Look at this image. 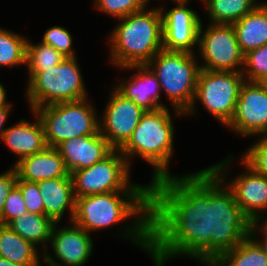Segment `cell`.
Masks as SVG:
<instances>
[{
    "label": "cell",
    "instance_id": "cell-31",
    "mask_svg": "<svg viewBox=\"0 0 267 266\" xmlns=\"http://www.w3.org/2000/svg\"><path fill=\"white\" fill-rule=\"evenodd\" d=\"M41 42L55 48L65 57H77L72 48V36L64 27L53 26L47 29Z\"/></svg>",
    "mask_w": 267,
    "mask_h": 266
},
{
    "label": "cell",
    "instance_id": "cell-25",
    "mask_svg": "<svg viewBox=\"0 0 267 266\" xmlns=\"http://www.w3.org/2000/svg\"><path fill=\"white\" fill-rule=\"evenodd\" d=\"M257 0H203L211 23L234 24L258 5Z\"/></svg>",
    "mask_w": 267,
    "mask_h": 266
},
{
    "label": "cell",
    "instance_id": "cell-22",
    "mask_svg": "<svg viewBox=\"0 0 267 266\" xmlns=\"http://www.w3.org/2000/svg\"><path fill=\"white\" fill-rule=\"evenodd\" d=\"M243 54L267 44V3L259 5L233 24Z\"/></svg>",
    "mask_w": 267,
    "mask_h": 266
},
{
    "label": "cell",
    "instance_id": "cell-28",
    "mask_svg": "<svg viewBox=\"0 0 267 266\" xmlns=\"http://www.w3.org/2000/svg\"><path fill=\"white\" fill-rule=\"evenodd\" d=\"M66 57L43 42L34 45L27 42L26 66L28 72L46 71L59 65Z\"/></svg>",
    "mask_w": 267,
    "mask_h": 266
},
{
    "label": "cell",
    "instance_id": "cell-13",
    "mask_svg": "<svg viewBox=\"0 0 267 266\" xmlns=\"http://www.w3.org/2000/svg\"><path fill=\"white\" fill-rule=\"evenodd\" d=\"M110 96L104 115L99 119V131L115 150H120L131 138L146 110L115 89Z\"/></svg>",
    "mask_w": 267,
    "mask_h": 266
},
{
    "label": "cell",
    "instance_id": "cell-9",
    "mask_svg": "<svg viewBox=\"0 0 267 266\" xmlns=\"http://www.w3.org/2000/svg\"><path fill=\"white\" fill-rule=\"evenodd\" d=\"M130 166L120 150L90 167L70 173L76 198L114 191H151V185L131 183Z\"/></svg>",
    "mask_w": 267,
    "mask_h": 266
},
{
    "label": "cell",
    "instance_id": "cell-15",
    "mask_svg": "<svg viewBox=\"0 0 267 266\" xmlns=\"http://www.w3.org/2000/svg\"><path fill=\"white\" fill-rule=\"evenodd\" d=\"M177 6L166 13L160 8L162 14L163 50L188 52L193 51L199 40L201 18L194 10L187 8V1L174 2ZM165 13V14H164Z\"/></svg>",
    "mask_w": 267,
    "mask_h": 266
},
{
    "label": "cell",
    "instance_id": "cell-39",
    "mask_svg": "<svg viewBox=\"0 0 267 266\" xmlns=\"http://www.w3.org/2000/svg\"><path fill=\"white\" fill-rule=\"evenodd\" d=\"M200 262L206 266H221L217 260H200Z\"/></svg>",
    "mask_w": 267,
    "mask_h": 266
},
{
    "label": "cell",
    "instance_id": "cell-11",
    "mask_svg": "<svg viewBox=\"0 0 267 266\" xmlns=\"http://www.w3.org/2000/svg\"><path fill=\"white\" fill-rule=\"evenodd\" d=\"M198 47L203 60L201 69L242 72L244 54L237 42L233 24L210 23L203 31L201 23Z\"/></svg>",
    "mask_w": 267,
    "mask_h": 266
},
{
    "label": "cell",
    "instance_id": "cell-41",
    "mask_svg": "<svg viewBox=\"0 0 267 266\" xmlns=\"http://www.w3.org/2000/svg\"><path fill=\"white\" fill-rule=\"evenodd\" d=\"M258 84L267 92V76L260 79Z\"/></svg>",
    "mask_w": 267,
    "mask_h": 266
},
{
    "label": "cell",
    "instance_id": "cell-4",
    "mask_svg": "<svg viewBox=\"0 0 267 266\" xmlns=\"http://www.w3.org/2000/svg\"><path fill=\"white\" fill-rule=\"evenodd\" d=\"M119 20L108 38L114 66L145 65L163 49L160 7L145 8Z\"/></svg>",
    "mask_w": 267,
    "mask_h": 266
},
{
    "label": "cell",
    "instance_id": "cell-26",
    "mask_svg": "<svg viewBox=\"0 0 267 266\" xmlns=\"http://www.w3.org/2000/svg\"><path fill=\"white\" fill-rule=\"evenodd\" d=\"M217 261L221 266H267V257L249 238L225 251Z\"/></svg>",
    "mask_w": 267,
    "mask_h": 266
},
{
    "label": "cell",
    "instance_id": "cell-17",
    "mask_svg": "<svg viewBox=\"0 0 267 266\" xmlns=\"http://www.w3.org/2000/svg\"><path fill=\"white\" fill-rule=\"evenodd\" d=\"M56 148L70 173L92 166L115 150L100 131L94 135L65 140Z\"/></svg>",
    "mask_w": 267,
    "mask_h": 266
},
{
    "label": "cell",
    "instance_id": "cell-24",
    "mask_svg": "<svg viewBox=\"0 0 267 266\" xmlns=\"http://www.w3.org/2000/svg\"><path fill=\"white\" fill-rule=\"evenodd\" d=\"M55 223L44 214L26 213L11 220L7 225L24 240L37 244H44L43 252H48L51 231Z\"/></svg>",
    "mask_w": 267,
    "mask_h": 266
},
{
    "label": "cell",
    "instance_id": "cell-21",
    "mask_svg": "<svg viewBox=\"0 0 267 266\" xmlns=\"http://www.w3.org/2000/svg\"><path fill=\"white\" fill-rule=\"evenodd\" d=\"M32 113L36 118L35 123L21 119L18 124L7 127L1 139L11 152L19 156L18 160L41 152L47 147L41 120L34 111Z\"/></svg>",
    "mask_w": 267,
    "mask_h": 266
},
{
    "label": "cell",
    "instance_id": "cell-2",
    "mask_svg": "<svg viewBox=\"0 0 267 266\" xmlns=\"http://www.w3.org/2000/svg\"><path fill=\"white\" fill-rule=\"evenodd\" d=\"M130 218L134 221L126 224L122 237L132 239L134 245L150 254L151 191H114L76 198L73 222L88 233Z\"/></svg>",
    "mask_w": 267,
    "mask_h": 266
},
{
    "label": "cell",
    "instance_id": "cell-6",
    "mask_svg": "<svg viewBox=\"0 0 267 266\" xmlns=\"http://www.w3.org/2000/svg\"><path fill=\"white\" fill-rule=\"evenodd\" d=\"M169 98L175 116H184L192 107L201 70L197 57L188 52L160 50L146 64Z\"/></svg>",
    "mask_w": 267,
    "mask_h": 266
},
{
    "label": "cell",
    "instance_id": "cell-40",
    "mask_svg": "<svg viewBox=\"0 0 267 266\" xmlns=\"http://www.w3.org/2000/svg\"><path fill=\"white\" fill-rule=\"evenodd\" d=\"M0 266H20L0 257Z\"/></svg>",
    "mask_w": 267,
    "mask_h": 266
},
{
    "label": "cell",
    "instance_id": "cell-19",
    "mask_svg": "<svg viewBox=\"0 0 267 266\" xmlns=\"http://www.w3.org/2000/svg\"><path fill=\"white\" fill-rule=\"evenodd\" d=\"M12 167L17 173V179L28 182L71 177L56 147H46L41 152L17 160Z\"/></svg>",
    "mask_w": 267,
    "mask_h": 266
},
{
    "label": "cell",
    "instance_id": "cell-32",
    "mask_svg": "<svg viewBox=\"0 0 267 266\" xmlns=\"http://www.w3.org/2000/svg\"><path fill=\"white\" fill-rule=\"evenodd\" d=\"M241 159L256 172L267 177V136H259V139L245 151Z\"/></svg>",
    "mask_w": 267,
    "mask_h": 266
},
{
    "label": "cell",
    "instance_id": "cell-30",
    "mask_svg": "<svg viewBox=\"0 0 267 266\" xmlns=\"http://www.w3.org/2000/svg\"><path fill=\"white\" fill-rule=\"evenodd\" d=\"M95 8L117 19L148 7L150 0H94Z\"/></svg>",
    "mask_w": 267,
    "mask_h": 266
},
{
    "label": "cell",
    "instance_id": "cell-37",
    "mask_svg": "<svg viewBox=\"0 0 267 266\" xmlns=\"http://www.w3.org/2000/svg\"><path fill=\"white\" fill-rule=\"evenodd\" d=\"M12 108V103L8 107L0 108V139H2L6 128L4 129V125L6 123L7 118L9 117L10 111Z\"/></svg>",
    "mask_w": 267,
    "mask_h": 266
},
{
    "label": "cell",
    "instance_id": "cell-14",
    "mask_svg": "<svg viewBox=\"0 0 267 266\" xmlns=\"http://www.w3.org/2000/svg\"><path fill=\"white\" fill-rule=\"evenodd\" d=\"M57 224L53 225L49 243L57 260L44 252L41 256L43 262L47 266H83L90 258L94 246L90 233L73 221L72 226L68 227H59Z\"/></svg>",
    "mask_w": 267,
    "mask_h": 266
},
{
    "label": "cell",
    "instance_id": "cell-29",
    "mask_svg": "<svg viewBox=\"0 0 267 266\" xmlns=\"http://www.w3.org/2000/svg\"><path fill=\"white\" fill-rule=\"evenodd\" d=\"M242 74L248 82H258L267 76V44L244 54Z\"/></svg>",
    "mask_w": 267,
    "mask_h": 266
},
{
    "label": "cell",
    "instance_id": "cell-18",
    "mask_svg": "<svg viewBox=\"0 0 267 266\" xmlns=\"http://www.w3.org/2000/svg\"><path fill=\"white\" fill-rule=\"evenodd\" d=\"M123 69L135 70L132 77L124 80L114 89L124 98L133 100L146 111H155L167 107L161 104V86L153 71L145 65H131L121 67ZM128 80V81H127Z\"/></svg>",
    "mask_w": 267,
    "mask_h": 266
},
{
    "label": "cell",
    "instance_id": "cell-12",
    "mask_svg": "<svg viewBox=\"0 0 267 266\" xmlns=\"http://www.w3.org/2000/svg\"><path fill=\"white\" fill-rule=\"evenodd\" d=\"M225 126L243 136H267V92L258 82L242 84L232 119Z\"/></svg>",
    "mask_w": 267,
    "mask_h": 266
},
{
    "label": "cell",
    "instance_id": "cell-27",
    "mask_svg": "<svg viewBox=\"0 0 267 266\" xmlns=\"http://www.w3.org/2000/svg\"><path fill=\"white\" fill-rule=\"evenodd\" d=\"M27 42L24 36L0 28V67L26 66Z\"/></svg>",
    "mask_w": 267,
    "mask_h": 266
},
{
    "label": "cell",
    "instance_id": "cell-16",
    "mask_svg": "<svg viewBox=\"0 0 267 266\" xmlns=\"http://www.w3.org/2000/svg\"><path fill=\"white\" fill-rule=\"evenodd\" d=\"M241 162L247 172L235 177L226 186L233 192L238 206L256 223L267 212V177L256 172L243 159Z\"/></svg>",
    "mask_w": 267,
    "mask_h": 266
},
{
    "label": "cell",
    "instance_id": "cell-42",
    "mask_svg": "<svg viewBox=\"0 0 267 266\" xmlns=\"http://www.w3.org/2000/svg\"><path fill=\"white\" fill-rule=\"evenodd\" d=\"M263 219H265V220H263ZM261 221L263 222L262 224L267 225V218H266V216H265V218H261L257 223L261 224Z\"/></svg>",
    "mask_w": 267,
    "mask_h": 266
},
{
    "label": "cell",
    "instance_id": "cell-38",
    "mask_svg": "<svg viewBox=\"0 0 267 266\" xmlns=\"http://www.w3.org/2000/svg\"><path fill=\"white\" fill-rule=\"evenodd\" d=\"M7 92L2 83L0 82V108L1 107H8L11 103L6 101L7 98Z\"/></svg>",
    "mask_w": 267,
    "mask_h": 266
},
{
    "label": "cell",
    "instance_id": "cell-35",
    "mask_svg": "<svg viewBox=\"0 0 267 266\" xmlns=\"http://www.w3.org/2000/svg\"><path fill=\"white\" fill-rule=\"evenodd\" d=\"M17 184V173L14 168L0 174V224L1 215L8 194Z\"/></svg>",
    "mask_w": 267,
    "mask_h": 266
},
{
    "label": "cell",
    "instance_id": "cell-36",
    "mask_svg": "<svg viewBox=\"0 0 267 266\" xmlns=\"http://www.w3.org/2000/svg\"><path fill=\"white\" fill-rule=\"evenodd\" d=\"M262 227L260 226L259 223H254L253 227L250 229V233H249V238L257 245V247L266 254L267 257V225L265 224H261ZM260 226V227H259ZM262 228V229H261ZM258 230V231H257ZM262 234H261V233ZM258 234L263 235V239L259 238L258 240ZM256 236V237H255ZM255 237V238H254Z\"/></svg>",
    "mask_w": 267,
    "mask_h": 266
},
{
    "label": "cell",
    "instance_id": "cell-1",
    "mask_svg": "<svg viewBox=\"0 0 267 266\" xmlns=\"http://www.w3.org/2000/svg\"><path fill=\"white\" fill-rule=\"evenodd\" d=\"M151 185V251L155 266L180 255L211 260L209 167Z\"/></svg>",
    "mask_w": 267,
    "mask_h": 266
},
{
    "label": "cell",
    "instance_id": "cell-43",
    "mask_svg": "<svg viewBox=\"0 0 267 266\" xmlns=\"http://www.w3.org/2000/svg\"><path fill=\"white\" fill-rule=\"evenodd\" d=\"M174 2H177V1H187L189 2V0H173Z\"/></svg>",
    "mask_w": 267,
    "mask_h": 266
},
{
    "label": "cell",
    "instance_id": "cell-34",
    "mask_svg": "<svg viewBox=\"0 0 267 266\" xmlns=\"http://www.w3.org/2000/svg\"><path fill=\"white\" fill-rule=\"evenodd\" d=\"M16 186L20 189L28 213L44 214V205L38 184L35 182H28L22 179H17Z\"/></svg>",
    "mask_w": 267,
    "mask_h": 266
},
{
    "label": "cell",
    "instance_id": "cell-8",
    "mask_svg": "<svg viewBox=\"0 0 267 266\" xmlns=\"http://www.w3.org/2000/svg\"><path fill=\"white\" fill-rule=\"evenodd\" d=\"M87 98L52 105L33 111L44 128L47 147H57L65 140L94 135L99 131V120Z\"/></svg>",
    "mask_w": 267,
    "mask_h": 266
},
{
    "label": "cell",
    "instance_id": "cell-23",
    "mask_svg": "<svg viewBox=\"0 0 267 266\" xmlns=\"http://www.w3.org/2000/svg\"><path fill=\"white\" fill-rule=\"evenodd\" d=\"M0 257L20 266H41L37 247L8 225L0 224Z\"/></svg>",
    "mask_w": 267,
    "mask_h": 266
},
{
    "label": "cell",
    "instance_id": "cell-20",
    "mask_svg": "<svg viewBox=\"0 0 267 266\" xmlns=\"http://www.w3.org/2000/svg\"><path fill=\"white\" fill-rule=\"evenodd\" d=\"M38 188L44 205V215L58 223L67 208L72 222L75 215L76 196L71 177L46 179L39 182Z\"/></svg>",
    "mask_w": 267,
    "mask_h": 266
},
{
    "label": "cell",
    "instance_id": "cell-33",
    "mask_svg": "<svg viewBox=\"0 0 267 266\" xmlns=\"http://www.w3.org/2000/svg\"><path fill=\"white\" fill-rule=\"evenodd\" d=\"M27 213V207L20 189L15 186L8 194L1 215V224L7 225L14 218Z\"/></svg>",
    "mask_w": 267,
    "mask_h": 266
},
{
    "label": "cell",
    "instance_id": "cell-3",
    "mask_svg": "<svg viewBox=\"0 0 267 266\" xmlns=\"http://www.w3.org/2000/svg\"><path fill=\"white\" fill-rule=\"evenodd\" d=\"M227 157L225 161L209 166L211 260H217L225 251L235 248L249 236L254 225L226 186V168L231 164L233 156Z\"/></svg>",
    "mask_w": 267,
    "mask_h": 266
},
{
    "label": "cell",
    "instance_id": "cell-5",
    "mask_svg": "<svg viewBox=\"0 0 267 266\" xmlns=\"http://www.w3.org/2000/svg\"><path fill=\"white\" fill-rule=\"evenodd\" d=\"M167 107L145 111L128 142L120 149L129 166L135 155L153 166L151 183L171 176L169 162L174 155V126Z\"/></svg>",
    "mask_w": 267,
    "mask_h": 266
},
{
    "label": "cell",
    "instance_id": "cell-10",
    "mask_svg": "<svg viewBox=\"0 0 267 266\" xmlns=\"http://www.w3.org/2000/svg\"><path fill=\"white\" fill-rule=\"evenodd\" d=\"M245 82L242 72L211 71L201 69L192 107L185 113L195 112L198 100L220 123L226 125L233 116L239 91Z\"/></svg>",
    "mask_w": 267,
    "mask_h": 266
},
{
    "label": "cell",
    "instance_id": "cell-7",
    "mask_svg": "<svg viewBox=\"0 0 267 266\" xmlns=\"http://www.w3.org/2000/svg\"><path fill=\"white\" fill-rule=\"evenodd\" d=\"M76 58L66 57L46 71L28 72L26 95L31 111L44 105L88 98Z\"/></svg>",
    "mask_w": 267,
    "mask_h": 266
}]
</instances>
